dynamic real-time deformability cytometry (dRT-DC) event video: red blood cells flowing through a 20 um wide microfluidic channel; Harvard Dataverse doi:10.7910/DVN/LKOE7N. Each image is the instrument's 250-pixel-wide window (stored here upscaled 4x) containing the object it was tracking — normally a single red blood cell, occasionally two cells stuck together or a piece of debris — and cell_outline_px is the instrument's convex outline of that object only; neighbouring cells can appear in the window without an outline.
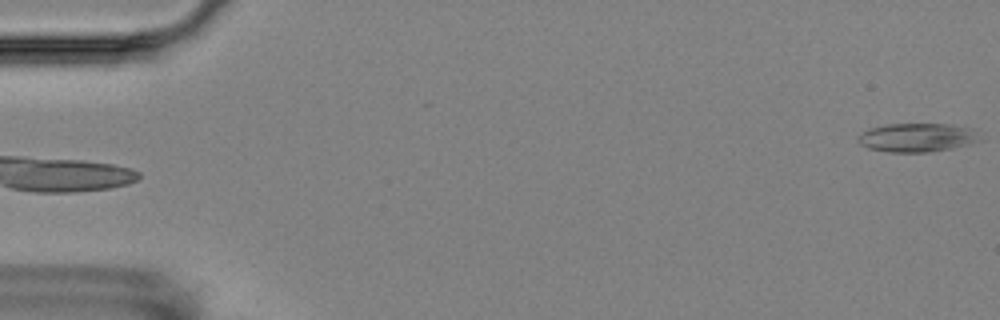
{"species": "Egyptian fruit bat (a non-hibernating species)", "species_latin": "Rousettus aegyptiacus", "temperature_condition": "room temperature", "stored_images_in_passage": 6, "camera_frame_rate_fps": 3000, "um_per_image_px": 0.085, "animal": {"sex": "female"}, "frame": {"image": 1, "passage_image": 6, "time_ms": 5.667, "image_size_px": [1000, 320], "cell_outline_px": [[984, 140], [952, 148], [928, 152], [884, 152], [868, 148], [860, 144], [860, 136], [868, 128], [888, 124], [948, 124], [972, 128]], "centroid_in_image_um": [78.0, 11.69], "position_along_channel_um": 7.0, "area_um2": 20.35}}